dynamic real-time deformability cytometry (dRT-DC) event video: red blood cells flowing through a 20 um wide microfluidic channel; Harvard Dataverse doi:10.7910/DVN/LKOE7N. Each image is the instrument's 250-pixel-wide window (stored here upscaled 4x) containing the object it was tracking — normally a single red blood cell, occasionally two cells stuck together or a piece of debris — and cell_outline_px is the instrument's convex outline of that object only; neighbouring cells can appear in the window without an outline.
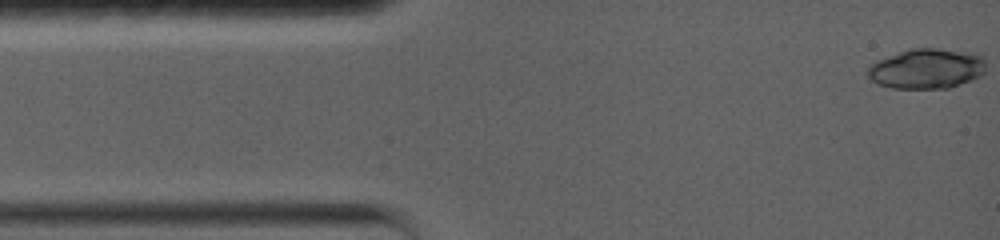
{"species": "common noctule bat (a hibernating species)", "species_latin": "Nyctalus noctula", "temperature_condition": "warm", "stored_images_in_passage": 16, "camera_frame_rate_fps": 5000, "um_per_image_px": 0.085, "animal": {"sex": "female", "body_mass_g": 19.0, "forearm_length_mm": 56.7}, "frame": {"image": 1, "passage_image": 1, "time_ms": 0.0, "image_size_px": [1000, 240], "cell_outline_px": [[984, 72], [980, 76], [972, 80], [948, 88], [892, 88], [880, 84], [872, 80], [864, 72], [868, 64], [876, 60], [912, 48], [936, 48], [972, 52], [984, 56]], "centroid_in_image_um": [78.74, 5.83], "position_along_channel_um": 6.3, "area_um2": 27.8}}
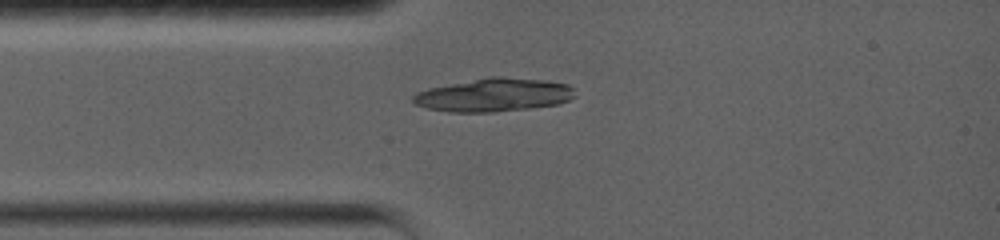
{"frame": {"image": 2, "passage_image": 16, "time_ms": 3.0, "image_size_px": [1000, 240], "cell_outline_px": [[576, 96], [568, 100], [556, 104], [528, 108], [492, 112], [448, 112], [428, 108], [416, 104], [412, 100], [412, 96], [416, 92], [428, 88], [488, 76], [500, 76], [548, 80], [568, 84], [572, 88]], "centroid_in_image_um": [41.97, 8.05], "position_along_channel_um": 43.0, "area_um2": 31.5}}